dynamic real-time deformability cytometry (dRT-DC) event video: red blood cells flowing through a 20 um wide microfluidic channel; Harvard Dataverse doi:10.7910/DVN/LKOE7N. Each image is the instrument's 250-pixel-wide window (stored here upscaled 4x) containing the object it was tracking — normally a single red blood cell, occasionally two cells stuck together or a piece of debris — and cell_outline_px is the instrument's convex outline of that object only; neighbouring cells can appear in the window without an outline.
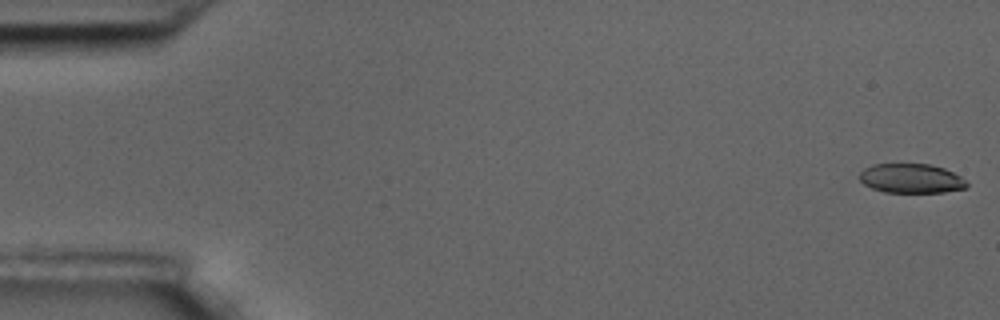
{"species": "common noctule bat (a hibernating species)", "species_latin": "Nyctalus noctula", "temperature_condition": "room temperature", "stored_images_in_passage": 8, "camera_frame_rate_fps": 3000, "um_per_image_px": 0.085, "animal": {"sex": "male", "body_mass_g": 17.5, "forearm_length_mm": 52.3}, "frame": {"image": 1, "passage_image": 1, "time_ms": 0.0, "image_size_px": [1000, 320], "cell_outline_px": [[968, 188], [944, 192], [884, 192], [872, 188], [864, 184], [856, 176], [864, 168], [872, 164], [928, 164], [944, 168], [960, 176], [968, 184]], "centroid_in_image_um": [77.42, 15.16], "position_along_channel_um": 7.6, "area_um2": 18.44}}
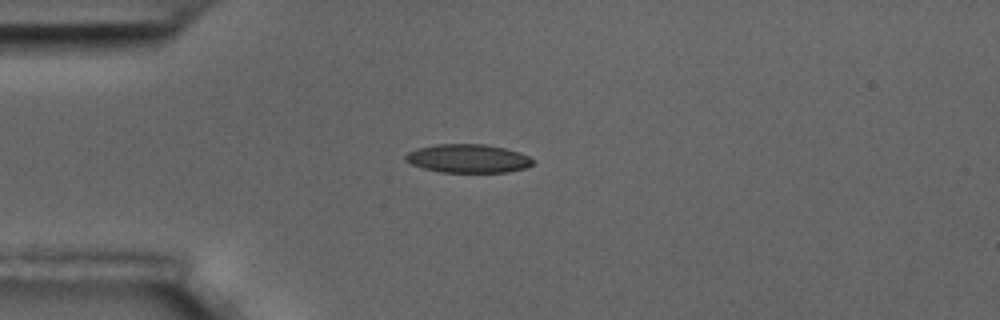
{"frame": {"image": 2, "passage_image": 5, "time_ms": 1.333, "image_size_px": [1000, 320], "cell_outline_px": [[536, 160], [528, 168], [508, 172], [440, 172], [424, 168], [412, 164], [404, 160], [404, 156], [408, 152], [416, 148], [436, 144], [484, 144], [504, 148], [520, 152]], "centroid_in_image_um": [39.8, 13.47], "position_along_channel_um": 45.2, "area_um2": 21.33}}
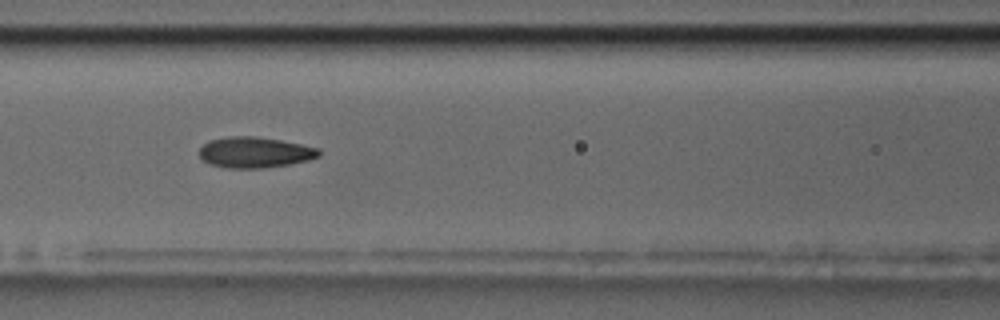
{"frame": {"image": 3, "passage_image": 8, "time_ms": 2.333, "image_size_px": [1000, 320], "cell_outline_px": [[320, 156], [308, 160], [292, 164], [264, 168], [228, 168], [208, 164], [200, 156], [200, 148], [208, 140], [228, 136], [256, 136], [280, 140], [320, 148]], "centroid_in_image_um": [21.67, 12.95], "position_along_channel_um": 144.9, "area_um2": 21.62}}